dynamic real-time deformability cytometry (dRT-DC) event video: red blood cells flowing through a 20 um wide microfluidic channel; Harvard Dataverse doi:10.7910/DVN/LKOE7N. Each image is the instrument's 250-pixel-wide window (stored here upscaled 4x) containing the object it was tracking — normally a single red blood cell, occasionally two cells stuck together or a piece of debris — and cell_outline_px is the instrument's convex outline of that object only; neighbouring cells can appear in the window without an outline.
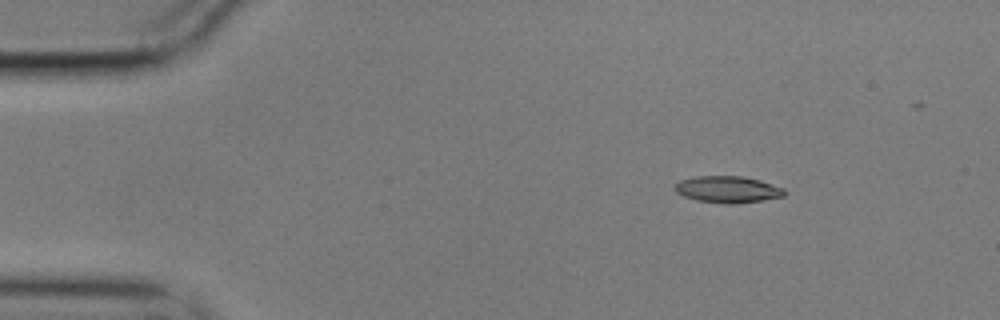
{"species": "common noctule bat (a hibernating species)", "species_latin": "Nyctalus noctula", "temperature_condition": "cold", "stored_images_in_passage": 49, "camera_frame_rate_fps": 3000, "um_per_image_px": 0.085, "animal": {"sex": "male", "body_mass_g": 17.9}, "frame": {"image": 1, "passage_image": 1, "time_ms": 0.0, "image_size_px": [1000, 320], "cell_outline_px": [[784, 196], [764, 200], [732, 204], [728, 204], [696, 200], [684, 196], [676, 192], [672, 188], [680, 180], [696, 176], [744, 176], [760, 180], [784, 188]], "centroid_in_image_um": [61.84, 16.09], "position_along_channel_um": 23.2, "area_um2": 17.05}}
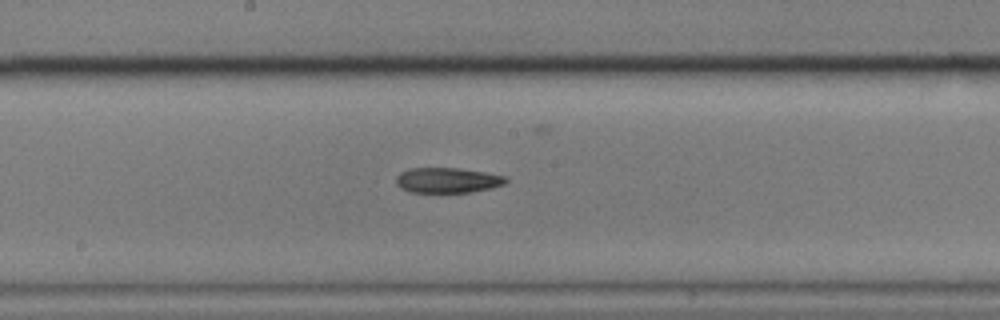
{"frame": {"image": 2, "passage_image": 23, "time_ms": 7.333, "image_size_px": [1000, 320], "cell_outline_px": [[508, 180], [504, 184], [492, 188], [472, 192], [408, 192], [400, 188], [396, 184], [396, 176], [400, 172], [408, 168], [456, 168], [484, 172], [508, 176]], "centroid_in_image_um": [38.03, 15.32], "position_along_channel_um": 210.2, "area_um2": 16.3}}
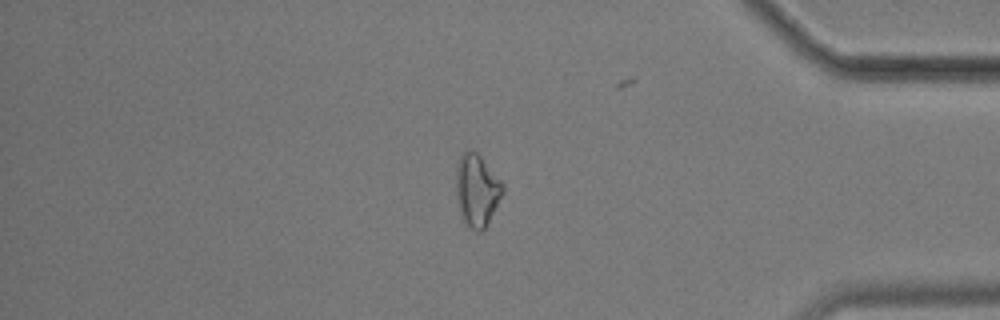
{"frame": {"image": 3, "passage_image": 41, "time_ms": 13.333, "image_size_px": [1000, 320], "cell_outline_px": [[504, 192], [484, 228], [480, 232], [476, 232], [464, 220], [460, 212], [456, 196], [456, 168], [460, 156], [464, 148], [472, 148], [480, 156], [504, 184]], "centroid_in_image_um": [40.52, 16.1], "position_along_channel_um": 394.7, "area_um2": 19.54}}